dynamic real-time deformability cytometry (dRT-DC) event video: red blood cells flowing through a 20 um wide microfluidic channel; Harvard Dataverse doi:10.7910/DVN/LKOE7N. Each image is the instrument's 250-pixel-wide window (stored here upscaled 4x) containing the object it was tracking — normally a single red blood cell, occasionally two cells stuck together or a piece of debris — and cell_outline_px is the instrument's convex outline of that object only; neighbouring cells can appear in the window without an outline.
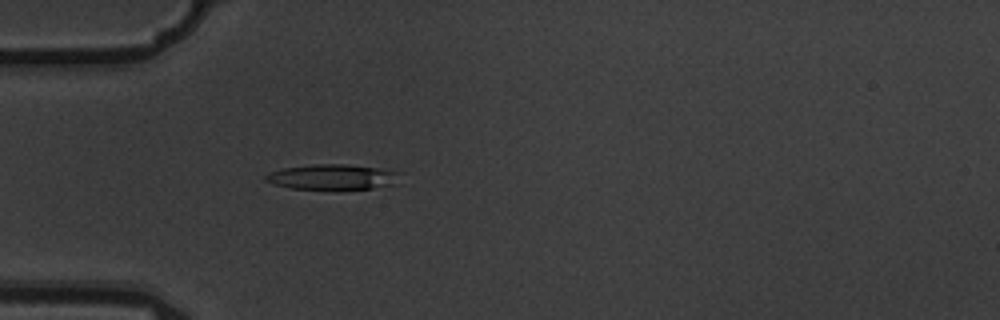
{"species": "common noctule bat (a hibernating species)", "species_latin": "Nyctalus noctula", "temperature_condition": "warm", "stored_images_in_passage": 4, "camera_frame_rate_fps": 3000, "um_per_image_px": 0.085, "animal": {"sex": "male", "body_mass_g": 19.5, "forearm_length_mm": 54.6}, "frame": {"image": 1, "passage_image": 4, "time_ms": 1.0, "image_size_px": [1000, 320], "cell_outline_px": [[396, 184], [372, 188], [336, 192], [292, 188], [272, 184], [264, 180], [264, 176], [268, 172], [284, 168], [316, 164], [344, 164], [384, 168], [396, 172]], "centroid_in_image_um": [28.21, 15.08], "position_along_channel_um": 56.8, "area_um2": 20.52}}